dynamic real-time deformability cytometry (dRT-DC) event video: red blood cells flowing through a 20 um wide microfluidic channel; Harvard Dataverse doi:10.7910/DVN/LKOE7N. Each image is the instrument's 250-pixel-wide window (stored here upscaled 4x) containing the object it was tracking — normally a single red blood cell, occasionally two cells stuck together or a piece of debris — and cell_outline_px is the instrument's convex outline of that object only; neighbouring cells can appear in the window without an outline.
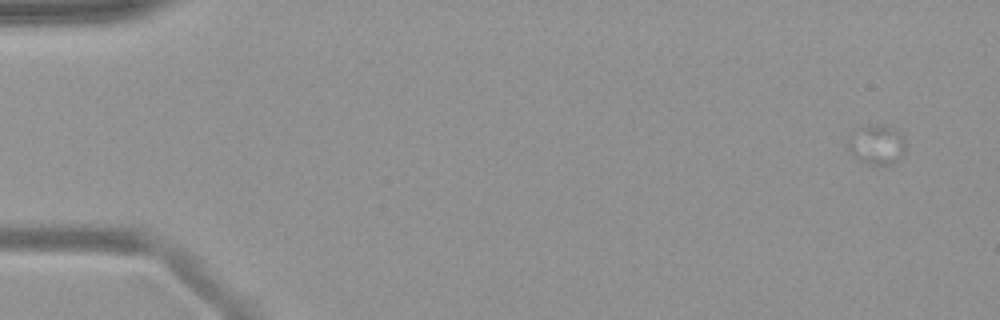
{"species": "common noctule bat (a hibernating species)", "species_latin": "Nyctalus noctula", "temperature_condition": "warm", "stored_images_in_passage": 19, "camera_frame_rate_fps": 3000, "um_per_image_px": 0.085, "animal": {"sex": "female", "body_mass_g": 19.9}, "frame": {"image": 1, "passage_image": 4, "time_ms": 1.0, "image_size_px": [1000, 320], "cell_outline_px": [[904, 152], [900, 160], [892, 164], [868, 164], [852, 156], [848, 148], [848, 144], [852, 128], [860, 124], [884, 124], [900, 132], [904, 136]], "centroid_in_image_um": [74.49, 12.24], "position_along_channel_um": 10.5, "area_um2": 13.81}}